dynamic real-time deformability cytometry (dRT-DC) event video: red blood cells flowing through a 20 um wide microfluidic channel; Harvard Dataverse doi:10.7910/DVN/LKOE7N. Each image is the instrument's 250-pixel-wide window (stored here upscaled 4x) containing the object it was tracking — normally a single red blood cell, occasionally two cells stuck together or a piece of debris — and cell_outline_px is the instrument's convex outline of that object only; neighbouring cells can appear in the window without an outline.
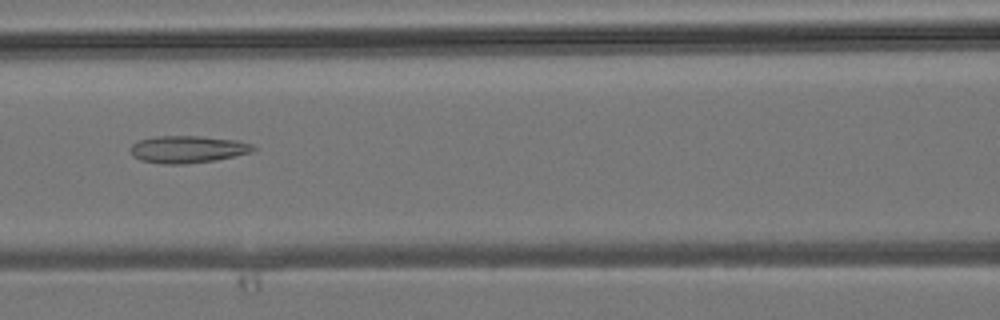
{"species": "common noctule bat (a hibernating species)", "species_latin": "Nyctalus noctula", "temperature_condition": "room temperature", "stored_images_in_passage": 43, "camera_frame_rate_fps": 3000, "um_per_image_px": 0.085, "animal": {"sex": "male", "body_mass_g": 19.2, "forearm_length_mm": 51.8}, "frame": {"image": 1, "passage_image": 18, "time_ms": 5.667, "image_size_px": [1000, 320], "cell_outline_px": [[256, 148], [252, 152], [216, 160], [184, 164], [164, 164], [140, 160], [132, 156], [132, 144], [140, 140], [156, 136], [200, 136], [236, 140], [252, 144]], "centroid_in_image_um": [15.97, 12.69], "position_along_channel_um": 150.6, "area_um2": 19.36}}
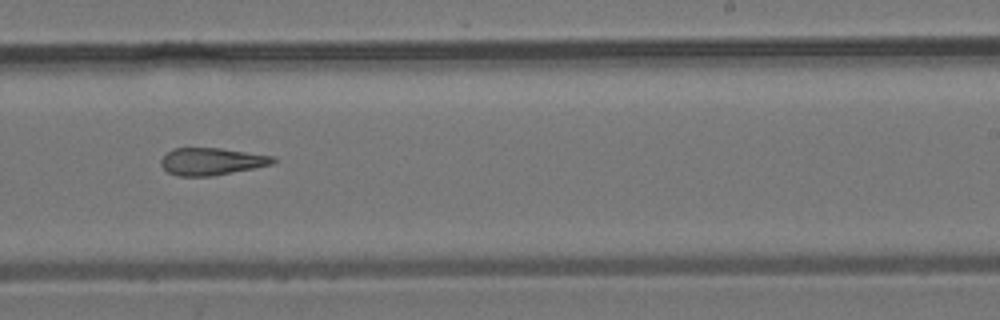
{"frame": {"image": 2, "passage_image": 26, "time_ms": 8.333, "image_size_px": [1000, 320], "cell_outline_px": [[276, 160], [272, 164], [212, 176], [176, 176], [168, 172], [160, 164], [160, 160], [172, 148], [220, 148], [276, 156]], "centroid_in_image_um": [17.97, 13.72], "position_along_channel_um": 271.0, "area_um2": 17.74}}
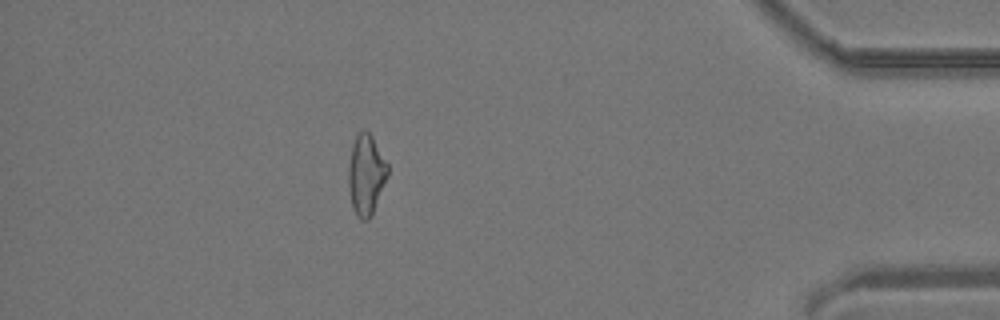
{"frame": {"image": 3, "passage_image": 38, "time_ms": 12.333, "image_size_px": [1000, 320], "cell_outline_px": [[388, 176], [372, 216], [368, 220], [360, 220], [356, 216], [352, 208], [348, 188], [348, 168], [352, 144], [356, 132], [360, 128], [364, 128], [372, 136], [388, 164]], "centroid_in_image_um": [31.1, 14.84], "position_along_channel_um": 404.1, "area_um2": 18.9}}